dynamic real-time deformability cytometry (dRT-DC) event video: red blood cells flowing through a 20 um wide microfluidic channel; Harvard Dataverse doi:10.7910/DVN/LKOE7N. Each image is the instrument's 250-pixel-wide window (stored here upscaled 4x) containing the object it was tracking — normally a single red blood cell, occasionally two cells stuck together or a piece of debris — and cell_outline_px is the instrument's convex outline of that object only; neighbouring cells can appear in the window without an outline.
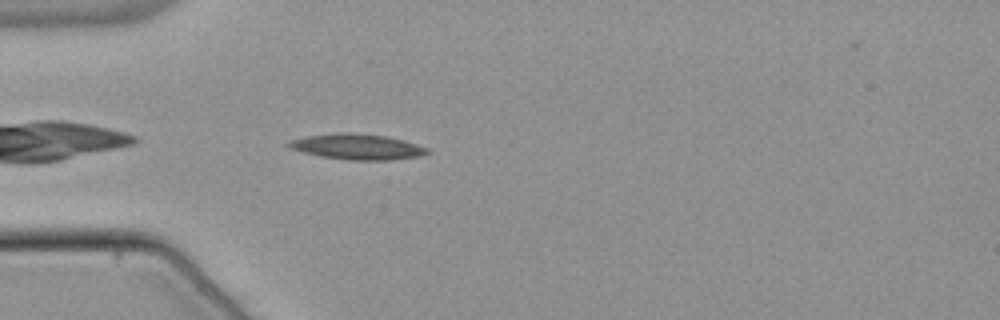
{"species": "common noctule bat (a hibernating species)", "species_latin": "Nyctalus noctula", "temperature_condition": "warm", "stored_images_in_passage": 41, "camera_frame_rate_fps": 3000, "um_per_image_px": 0.085, "animal": {"sex": "male", "body_mass_g": 21.5, "forearm_length_mm": 52.0}, "frame": {"image": 1, "passage_image": 3, "time_ms": 0.667, "image_size_px": [1000, 320], "cell_outline_px": [[428, 152], [416, 156], [388, 160], [352, 160], [320, 156], [304, 152], [292, 148], [288, 144], [292, 140], [308, 136], [340, 132], [348, 132], [384, 136], [404, 140], [428, 148]], "centroid_in_image_um": [30.38, 12.47], "position_along_channel_um": 54.6, "area_um2": 20.06}}
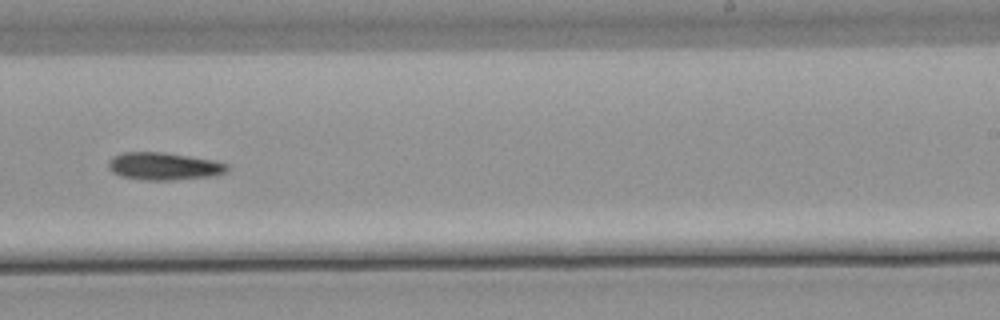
{"frame": {"image": 2, "passage_image": 21, "time_ms": 6.667, "image_size_px": [1000, 320], "cell_outline_px": [[228, 168], [224, 172], [208, 176], [172, 180], [144, 180], [120, 176], [112, 172], [108, 168], [108, 160], [112, 156], [124, 152], [164, 152], [212, 160], [228, 164]], "centroid_in_image_um": [13.84, 14.12], "position_along_channel_um": 275.2, "area_um2": 18.9}}
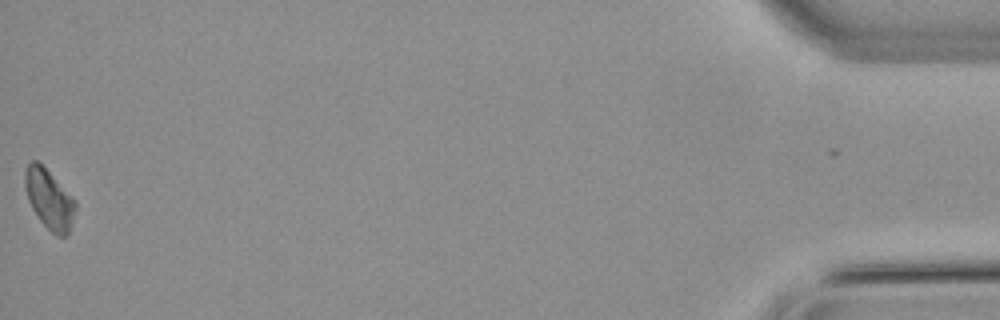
{"frame": {"image": 3, "passage_image": 41, "time_ms": 13.333, "image_size_px": [1000, 320], "cell_outline_px": [[76, 208], [68, 232], [64, 236], [56, 236], [40, 220], [32, 208], [28, 200], [24, 184], [24, 168], [32, 160], [36, 160], [76, 200]], "centroid_in_image_um": [4.16, 16.92], "position_along_channel_um": 431.0, "area_um2": 17.17}, "authors_computed_cell_mechanics": {"area_um2": 18.1492, "velocity_mm_per_s": 3.816, "shape_relaxation_time_tau1_ms": 8.093, "shape_relaxation_time_tau2_ms": null, "deformation_change_tau1": 0.1315, "deformation_change_tau2": null}}